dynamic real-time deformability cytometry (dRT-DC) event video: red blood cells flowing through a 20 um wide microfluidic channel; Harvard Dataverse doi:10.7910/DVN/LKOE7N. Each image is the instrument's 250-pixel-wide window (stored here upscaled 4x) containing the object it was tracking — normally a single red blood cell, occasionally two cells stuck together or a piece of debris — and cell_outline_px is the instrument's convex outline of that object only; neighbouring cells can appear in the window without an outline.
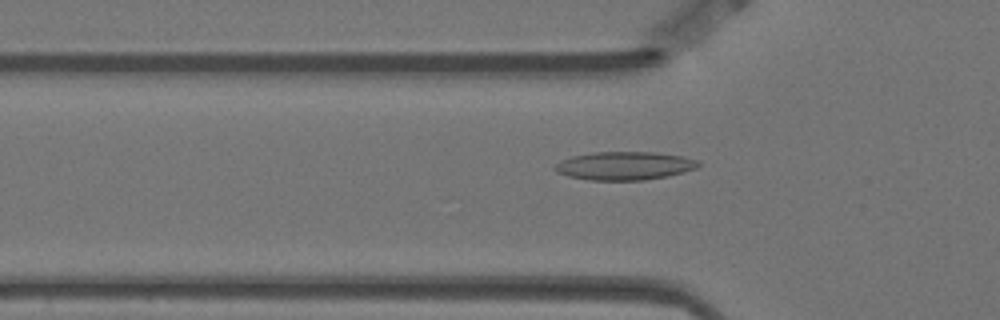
{"species": "Egyptian fruit bat (a non-hibernating species)", "species_latin": "Rousettus aegyptiacus", "temperature_condition": "warm", "stored_images_in_passage": 43, "camera_frame_rate_fps": 3000, "um_per_image_px": 0.085, "animal": {"sex": "female"}, "frame": {"image": 1, "passage_image": 7, "time_ms": 2.0, "image_size_px": [1000, 320], "cell_outline_px": [[700, 164], [696, 168], [684, 172], [668, 176], [644, 180], [588, 180], [568, 176], [556, 172], [552, 168], [560, 160], [572, 156], [592, 152], [656, 152], [680, 156], [700, 160]], "centroid_in_image_um": [53.06, 14.09], "position_along_channel_um": 72.7, "area_um2": 23.81}}
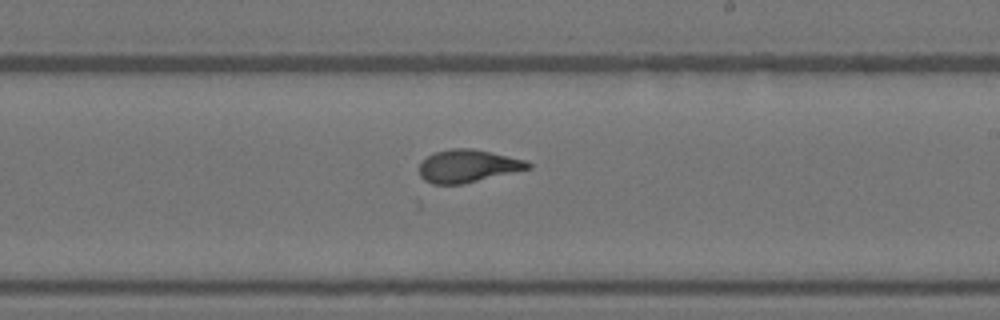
{"frame": {"image": 2, "passage_image": 22, "time_ms": 7.0, "image_size_px": [1000, 320], "cell_outline_px": [[532, 168], [464, 184], [432, 184], [424, 180], [420, 176], [420, 164], [428, 156], [436, 152], [452, 148], [472, 148], [492, 152], [524, 160], [532, 164]], "centroid_in_image_um": [39.78, 14.12], "position_along_channel_um": 249.2, "area_um2": 20.69}}
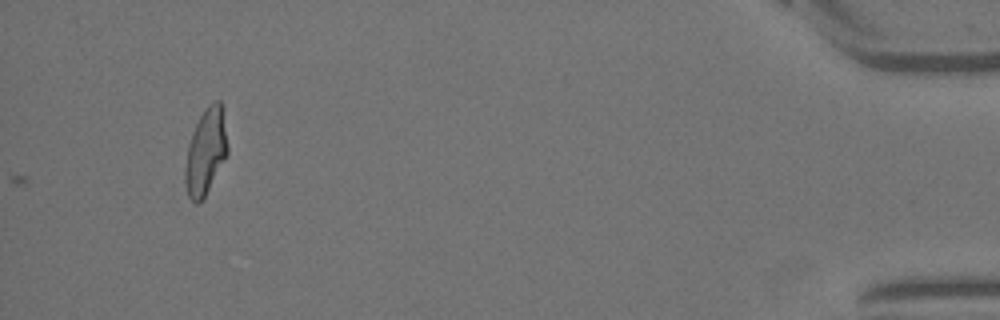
{"frame": {"image": 3, "passage_image": 43, "time_ms": 14.0, "image_size_px": [1000, 320], "cell_outline_px": [[228, 152], [224, 160], [204, 196], [196, 204], [188, 196], [184, 180], [184, 168], [188, 144], [192, 132], [204, 108], [208, 104], [216, 100], [220, 100], [224, 108], [228, 144]], "centroid_in_image_um": [17.49, 12.81], "position_along_channel_um": 417.7, "area_um2": 21.39}, "authors_computed_cell_mechanics": {"area_um2": 20.6924, "velocity_mm_per_s": 3.5158, "shape_relaxation_time_tau1_ms": 9.1851, "shape_relaxation_time_tau2_ms": 1.1095, "deformation_change_tau1": 0.2564, "deformation_change_tau2": 0.083}}